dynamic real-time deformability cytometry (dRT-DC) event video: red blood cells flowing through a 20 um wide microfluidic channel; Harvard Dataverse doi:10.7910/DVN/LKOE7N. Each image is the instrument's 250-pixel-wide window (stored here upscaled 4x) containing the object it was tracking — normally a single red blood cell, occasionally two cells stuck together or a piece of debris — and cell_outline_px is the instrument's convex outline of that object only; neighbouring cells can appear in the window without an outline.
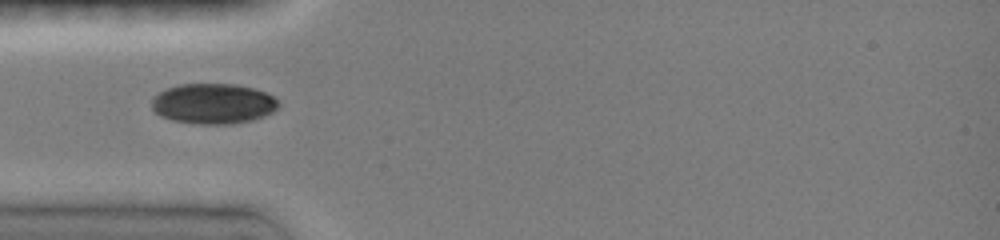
{"species": "common noctule bat (a hibernating species)", "species_latin": "Nyctalus noctula", "temperature_condition": "room temperature", "stored_images_in_passage": 1, "camera_frame_rate_fps": 3000, "um_per_image_px": 0.085, "animal": {"sex": "female", "body_mass_g": 19.0, "forearm_length_mm": 51.5}, "frame": {"image": 1, "passage_image": 1, "time_ms": 0.0, "image_size_px": [1000, 240], "cell_outline_px": [[280, 104], [272, 112], [264, 116], [252, 120], [236, 124], [200, 124], [172, 120], [160, 116], [152, 108], [152, 96], [168, 88], [180, 84], [236, 84], [252, 88], [264, 92], [272, 96]], "centroid_in_image_um": [18.11, 8.82], "position_along_channel_um": 66.9, "area_um2": 29.77}}